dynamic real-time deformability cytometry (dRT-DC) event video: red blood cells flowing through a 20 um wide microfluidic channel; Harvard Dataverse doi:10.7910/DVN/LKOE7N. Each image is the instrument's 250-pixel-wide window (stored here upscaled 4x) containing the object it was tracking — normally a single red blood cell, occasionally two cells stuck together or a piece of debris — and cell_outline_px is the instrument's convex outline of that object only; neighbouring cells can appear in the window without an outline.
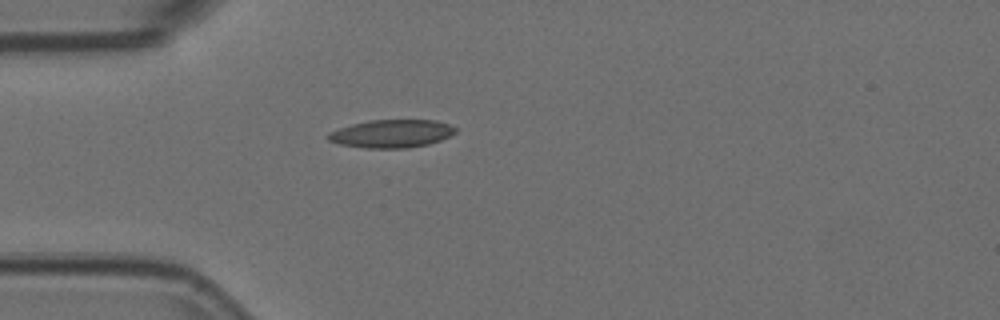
{"species": "Egyptian fruit bat (a non-hibernating species)", "species_latin": "Rousettus aegyptiacus", "temperature_condition": "room temperature", "stored_images_in_passage": 1, "camera_frame_rate_fps": 3000, "um_per_image_px": 0.085, "animal": {"sex": "female"}, "frame": {"image": 1, "passage_image": 1, "time_ms": 0.0, "image_size_px": [1000, 320], "cell_outline_px": [[456, 132], [440, 140], [428, 144], [408, 148], [364, 148], [340, 144], [328, 140], [328, 132], [352, 124], [368, 120], [436, 120], [448, 124], [456, 128]], "centroid_in_image_um": [33.28, 11.36], "position_along_channel_um": 51.7, "area_um2": 20.69}}